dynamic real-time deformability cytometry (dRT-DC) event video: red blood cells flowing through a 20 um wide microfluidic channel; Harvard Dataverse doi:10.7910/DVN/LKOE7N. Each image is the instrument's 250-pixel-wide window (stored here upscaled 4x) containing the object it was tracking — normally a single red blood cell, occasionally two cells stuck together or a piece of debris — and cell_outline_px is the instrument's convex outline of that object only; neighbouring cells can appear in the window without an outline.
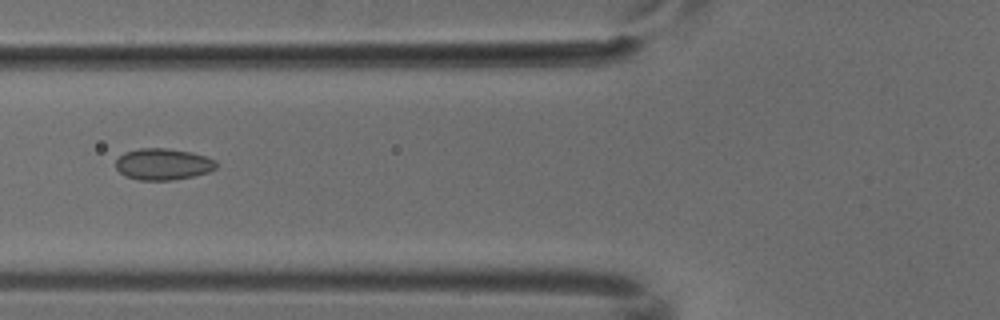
{"species": "common noctule bat (a hibernating species)", "species_latin": "Nyctalus noctula", "temperature_condition": "cold", "stored_images_in_passage": 3, "camera_frame_rate_fps": 3000, "um_per_image_px": 0.085, "animal": {"sex": "male", "body_mass_g": 18.8}, "frame": {"image": 1, "passage_image": 2, "time_ms": 0.333, "image_size_px": [1000, 320], "cell_outline_px": [[216, 168], [208, 172], [192, 176], [172, 180], [140, 180], [124, 176], [116, 168], [116, 160], [124, 152], [140, 148], [168, 148], [192, 152], [216, 160]], "centroid_in_image_um": [13.84, 13.95], "position_along_channel_um": 112.0, "area_um2": 18.44}}
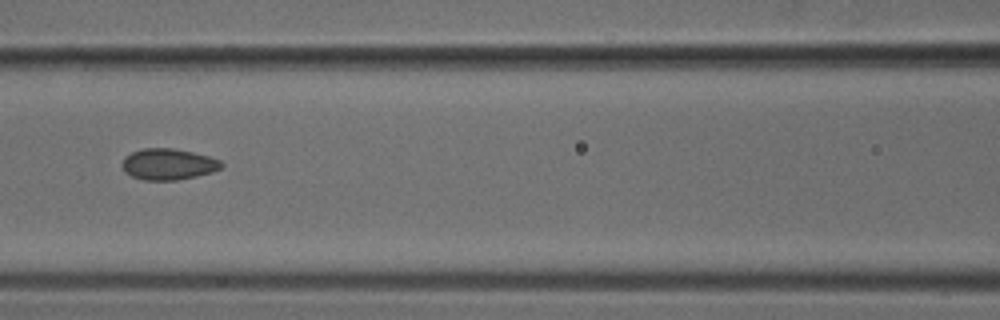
{"frame": {"image": 2, "passage_image": 3, "time_ms": 0.667, "image_size_px": [1000, 320], "cell_outline_px": [[224, 164], [220, 168], [212, 172], [196, 176], [176, 180], [144, 180], [132, 176], [124, 172], [124, 156], [132, 152], [144, 148], [172, 148], [192, 152], [208, 156], [220, 160]], "centroid_in_image_um": [14.31, 13.96], "position_along_channel_um": 152.3, "area_um2": 17.86}}